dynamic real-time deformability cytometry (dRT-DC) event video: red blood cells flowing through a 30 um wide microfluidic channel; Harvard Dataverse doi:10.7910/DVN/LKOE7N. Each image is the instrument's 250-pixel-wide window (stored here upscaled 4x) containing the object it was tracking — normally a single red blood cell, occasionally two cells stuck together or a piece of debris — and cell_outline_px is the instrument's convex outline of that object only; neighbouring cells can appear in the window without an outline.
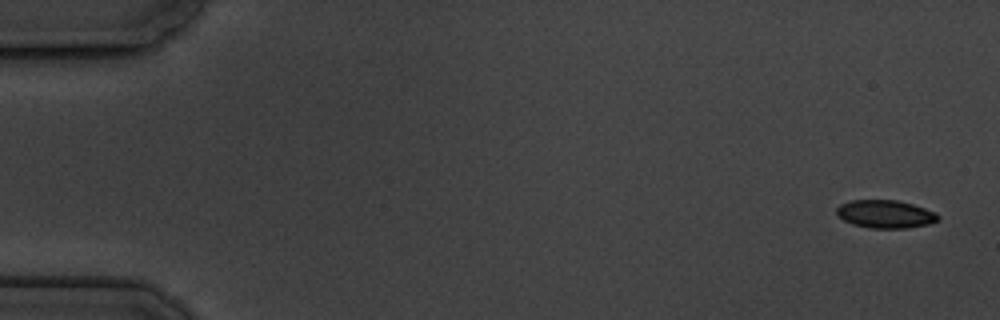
{"species": "common noctule bat (a hibernating species)", "species_latin": "Nyctalus noctula", "temperature_condition": "cold", "stored_images_in_passage": 7, "camera_frame_rate_fps": 3000, "um_per_image_px": 0.085, "animal": {"sex": "male", "body_mass_g": 19.5, "forearm_length_mm": 54.6}, "frame": {"image": 1, "passage_image": 1, "time_ms": 0.0, "image_size_px": [1000, 320], "cell_outline_px": [[940, 220], [928, 224], [908, 228], [872, 228], [852, 224], [844, 220], [836, 212], [836, 208], [840, 204], [852, 200], [896, 200], [912, 204], [936, 212], [940, 216]], "centroid_in_image_um": [75.28, 18.2], "position_along_channel_um": 9.7, "area_um2": 16.53}}
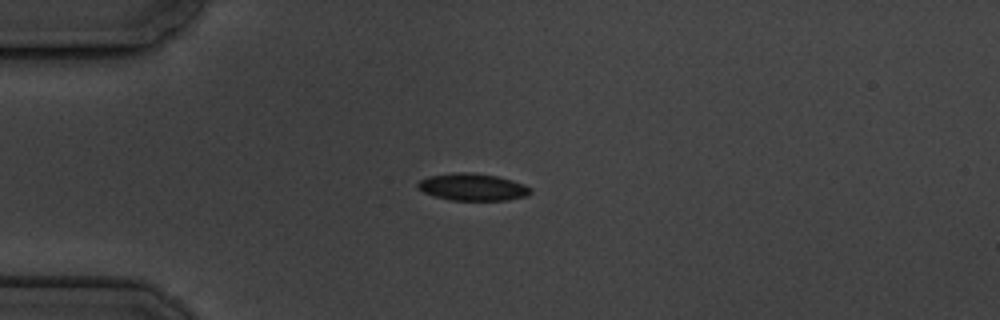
{"frame": {"image": 2, "passage_image": 4, "time_ms": 4.333, "image_size_px": [1000, 320], "cell_outline_px": [[532, 192], [528, 196], [508, 200], [452, 200], [436, 196], [424, 192], [416, 184], [420, 180], [428, 176], [456, 172], [472, 172], [496, 176], [512, 180], [524, 184], [532, 188]], "centroid_in_image_um": [40.22, 15.89], "position_along_channel_um": 44.8, "area_um2": 17.8}}
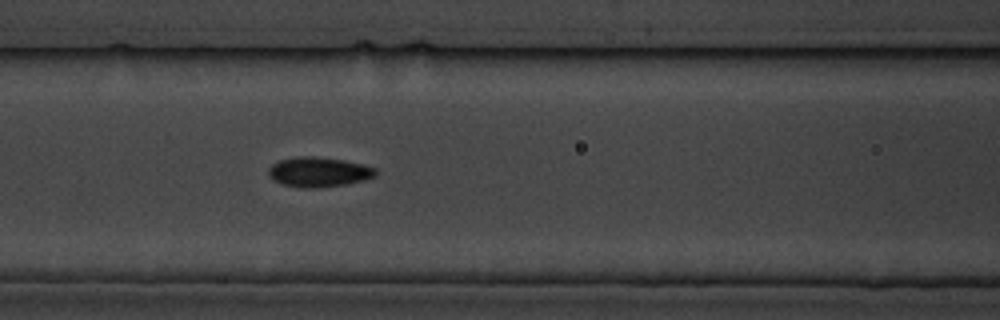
{"frame": {"image": 3, "passage_image": 7, "time_ms": 7.667, "image_size_px": [1000, 320], "cell_outline_px": [[376, 176], [364, 180], [344, 184], [316, 188], [300, 188], [284, 184], [272, 180], [268, 176], [268, 168], [272, 164], [280, 160], [300, 156], [312, 156], [344, 160], [364, 164], [376, 168]], "centroid_in_image_um": [27.08, 14.62], "position_along_channel_um": 139.5, "area_um2": 18.67}}